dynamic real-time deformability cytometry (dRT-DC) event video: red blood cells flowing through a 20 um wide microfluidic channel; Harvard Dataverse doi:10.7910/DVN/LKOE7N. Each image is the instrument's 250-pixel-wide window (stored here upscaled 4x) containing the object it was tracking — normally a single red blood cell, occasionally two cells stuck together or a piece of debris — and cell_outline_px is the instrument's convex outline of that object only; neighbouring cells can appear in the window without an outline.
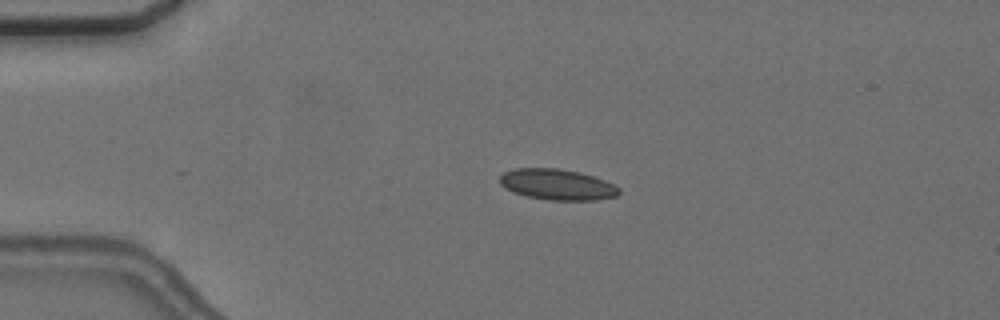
{"species": "common noctule bat (a hibernating species)", "species_latin": "Nyctalus noctula", "temperature_condition": "cold", "stored_images_in_passage": 4, "camera_frame_rate_fps": 3000, "um_per_image_px": 0.085, "animal": {"sex": "female", "body_mass_g": 24.6, "forearm_length_mm": 56.2}, "frame": {"image": 1, "passage_image": 3, "time_ms": 2.333, "image_size_px": [1000, 320], "cell_outline_px": [[620, 192], [616, 196], [596, 200], [548, 200], [528, 196], [504, 188], [500, 184], [500, 176], [504, 172], [516, 168], [556, 168], [580, 172], [604, 180], [620, 188]], "centroid_in_image_um": [47.36, 15.68], "position_along_channel_um": 37.6, "area_um2": 21.27}}